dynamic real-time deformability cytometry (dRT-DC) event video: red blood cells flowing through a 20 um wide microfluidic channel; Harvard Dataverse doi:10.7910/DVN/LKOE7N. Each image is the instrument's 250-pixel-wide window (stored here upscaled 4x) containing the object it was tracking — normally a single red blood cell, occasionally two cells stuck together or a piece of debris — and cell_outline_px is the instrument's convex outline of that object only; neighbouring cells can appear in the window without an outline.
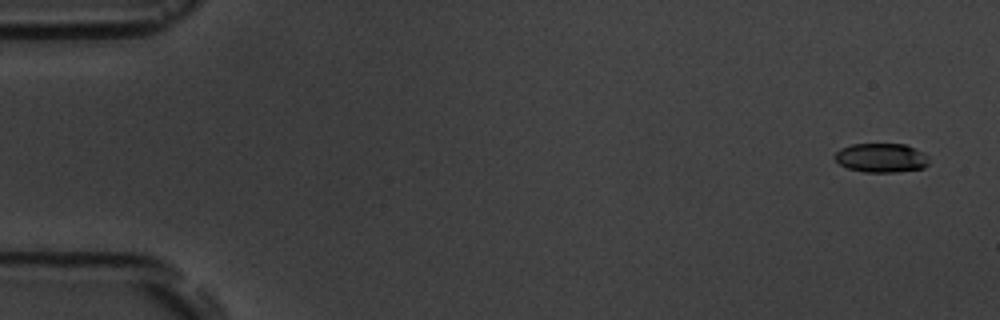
{"species": "common noctule bat (a hibernating species)", "species_latin": "Nyctalus noctula", "temperature_condition": "room temperature", "stored_images_in_passage": 5, "camera_frame_rate_fps": 3000, "um_per_image_px": 0.085, "animal": {"sex": "male", "body_mass_g": 19.5, "forearm_length_mm": 54.6}, "frame": {"image": 1, "passage_image": 1, "time_ms": 0.0, "image_size_px": [1000, 320], "cell_outline_px": [[928, 164], [924, 168], [896, 172], [864, 172], [848, 168], [840, 164], [832, 156], [840, 148], [852, 144], [904, 144], [916, 148], [924, 152], [928, 156]], "centroid_in_image_um": [74.91, 13.41], "position_along_channel_um": 10.1, "area_um2": 16.13}}
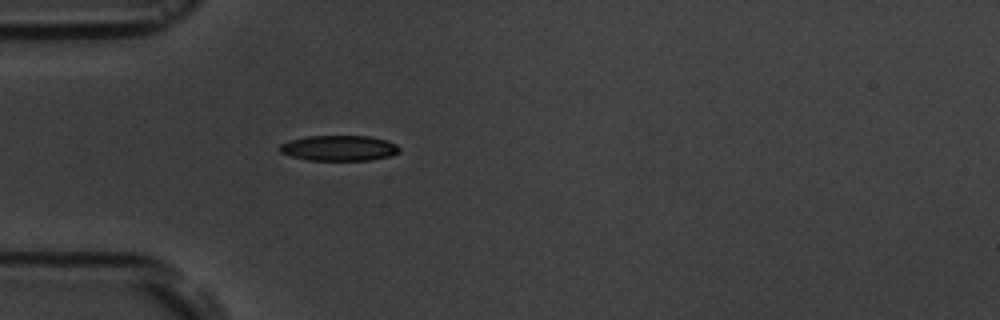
{"frame": {"image": 2, "passage_image": 5, "time_ms": 4.667, "image_size_px": [1000, 320], "cell_outline_px": [[400, 152], [388, 156], [368, 160], [308, 160], [292, 156], [280, 152], [280, 144], [292, 140], [308, 136], [368, 136], [388, 140], [396, 144], [400, 148]], "centroid_in_image_um": [28.85, 12.58], "position_along_channel_um": 56.2, "area_um2": 17.57}}